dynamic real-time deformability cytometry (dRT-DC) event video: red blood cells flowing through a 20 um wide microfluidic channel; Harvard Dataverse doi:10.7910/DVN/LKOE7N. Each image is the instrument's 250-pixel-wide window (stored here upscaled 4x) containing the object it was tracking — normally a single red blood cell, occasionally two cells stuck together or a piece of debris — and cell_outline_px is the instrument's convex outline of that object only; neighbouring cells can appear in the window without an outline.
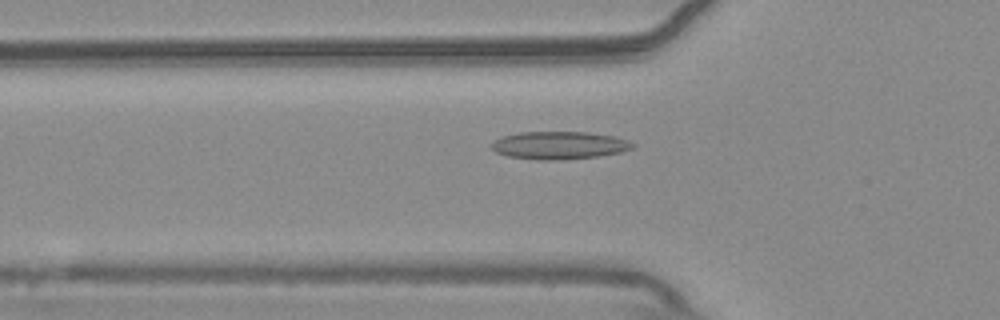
{"species": "common noctule bat (a hibernating species)", "species_latin": "Nyctalus noctula", "temperature_condition": "warm", "stored_images_in_passage": 54, "camera_frame_rate_fps": 3000, "um_per_image_px": 0.085, "animal": {"sex": "male", "body_mass_g": 20.4}, "frame": {"image": 1, "passage_image": 18, "time_ms": 5.667, "image_size_px": [1000, 320], "cell_outline_px": [[636, 144], [632, 148], [620, 152], [600, 156], [564, 160], [540, 160], [508, 156], [496, 152], [488, 144], [504, 136], [520, 132], [588, 132], [616, 136]], "centroid_in_image_um": [47.55, 12.35], "position_along_channel_um": 78.3, "area_um2": 22.89}}
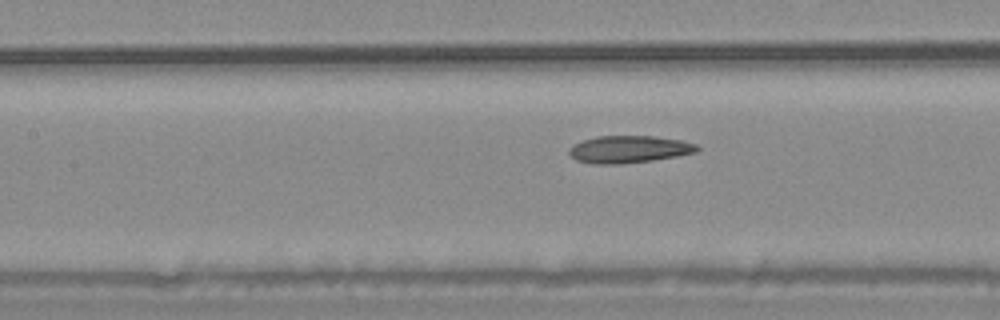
{"frame": {"image": 2, "passage_image": 24, "time_ms": 7.667, "image_size_px": [1000, 320], "cell_outline_px": [[700, 148], [696, 152], [676, 156], [652, 160], [620, 164], [592, 164], [576, 160], [568, 152], [568, 148], [572, 144], [596, 136], [656, 136], [680, 140], [696, 144]], "centroid_in_image_um": [53.43, 12.69], "position_along_channel_um": 154.0, "area_um2": 20.35}}
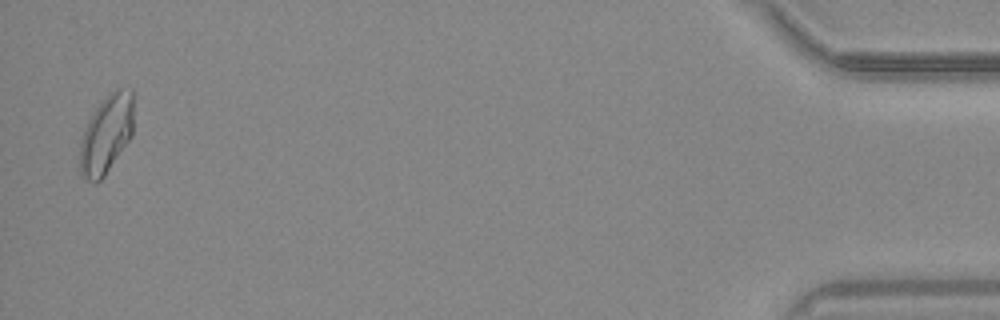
{"frame": {"image": 3, "passage_image": 53, "time_ms": 17.333, "image_size_px": [1000, 320], "cell_outline_px": [[132, 136], [104, 176], [96, 184], [80, 176], [80, 144], [84, 128], [88, 120], [96, 108], [116, 88], [132, 88]], "centroid_in_image_um": [9.03, 11.44], "position_along_channel_um": 426.2, "area_um2": 24.33}, "authors_computed_cell_mechanics": {"area_um2": 21.1259, "velocity_mm_per_s": 3.7265, "shape_relaxation_time_tau1_ms": null, "shape_relaxation_time_tau2_ms": 6.0823, "deformation_change_tau1": null, "deformation_change_tau2": 0.1403}}